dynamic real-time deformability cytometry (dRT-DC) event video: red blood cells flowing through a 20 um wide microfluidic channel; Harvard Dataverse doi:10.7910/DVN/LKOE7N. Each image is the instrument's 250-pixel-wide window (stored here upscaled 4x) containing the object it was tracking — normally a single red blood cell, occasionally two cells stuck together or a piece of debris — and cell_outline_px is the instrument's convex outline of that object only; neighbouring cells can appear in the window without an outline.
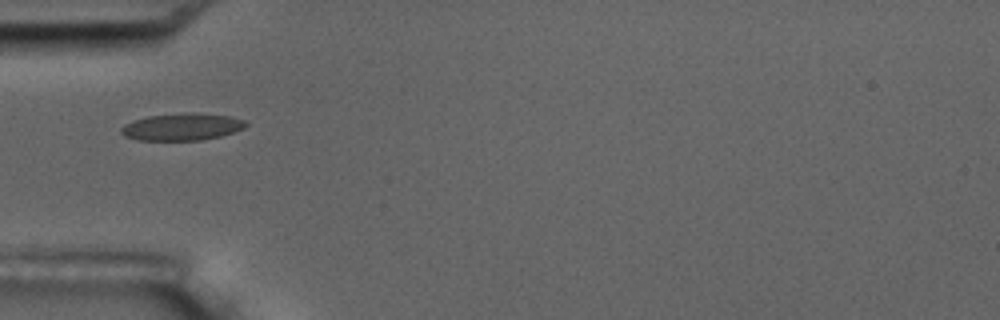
{"species": "common noctule bat (a hibernating species)", "species_latin": "Nyctalus noctula", "temperature_condition": "room temperature", "stored_images_in_passage": 11, "camera_frame_rate_fps": 3000, "um_per_image_px": 0.085, "animal": {"sex": "male", "body_mass_g": 17.5, "forearm_length_mm": 52.3}, "frame": {"image": 1, "passage_image": 1, "time_ms": 0.0, "image_size_px": [1000, 320], "cell_outline_px": [[248, 124], [244, 128], [220, 136], [200, 140], [136, 140], [124, 136], [120, 132], [120, 128], [124, 124], [132, 120], [148, 116], [188, 112], [196, 112], [232, 116], [244, 120]], "centroid_in_image_um": [15.44, 10.77], "position_along_channel_um": 69.6, "area_um2": 19.88}}
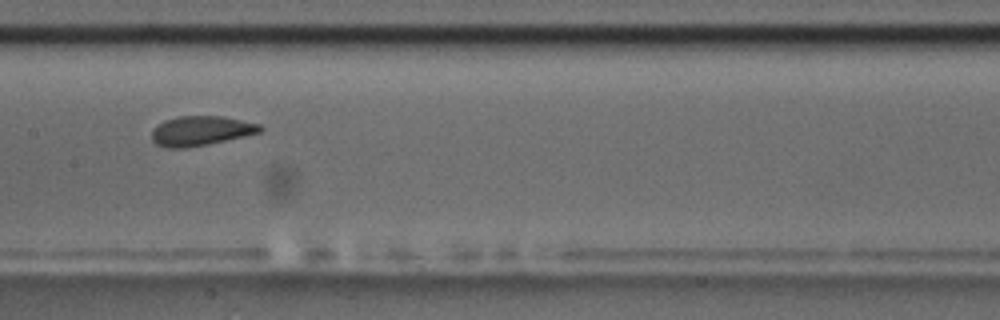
{"frame": {"image": 2, "passage_image": 4, "time_ms": 3.333, "image_size_px": [1000, 320], "cell_outline_px": [[264, 128], [260, 132], [244, 136], [208, 144], [184, 148], [168, 148], [156, 144], [152, 140], [152, 128], [164, 120], [180, 116], [220, 116], [260, 124]], "centroid_in_image_um": [17.04, 11.12], "position_along_channel_um": 190.4, "area_um2": 18.61}}
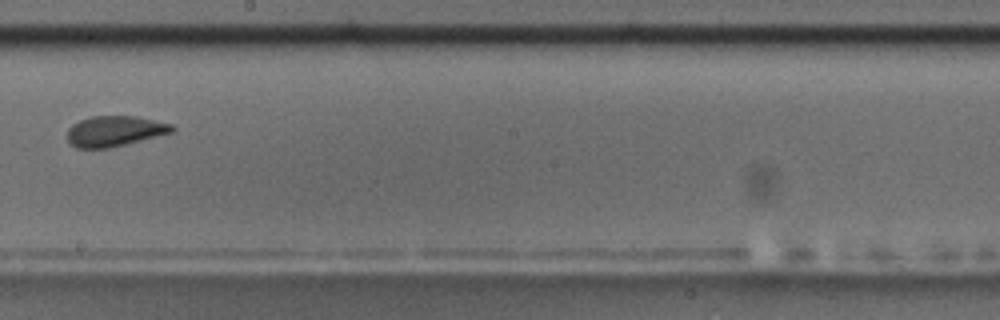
{"frame": {"image": 3, "passage_image": 5, "time_ms": 4.667, "image_size_px": [1000, 320], "cell_outline_px": [[176, 128], [172, 132], [108, 148], [76, 148], [68, 140], [68, 128], [72, 124], [80, 120], [92, 116], [136, 116], [172, 124]], "centroid_in_image_um": [9.73, 11.13], "position_along_channel_um": 238.5, "area_um2": 18.38}, "authors_computed_cell_mechanics": {"area_um2": 18.6116, "velocity_mm_per_s": 3.6292, "shape_relaxation_time_tau1_ms": 9.2475, "shape_relaxation_time_tau2_ms": null, "deformation_change_tau1": 0.1605, "deformation_change_tau2": null}}